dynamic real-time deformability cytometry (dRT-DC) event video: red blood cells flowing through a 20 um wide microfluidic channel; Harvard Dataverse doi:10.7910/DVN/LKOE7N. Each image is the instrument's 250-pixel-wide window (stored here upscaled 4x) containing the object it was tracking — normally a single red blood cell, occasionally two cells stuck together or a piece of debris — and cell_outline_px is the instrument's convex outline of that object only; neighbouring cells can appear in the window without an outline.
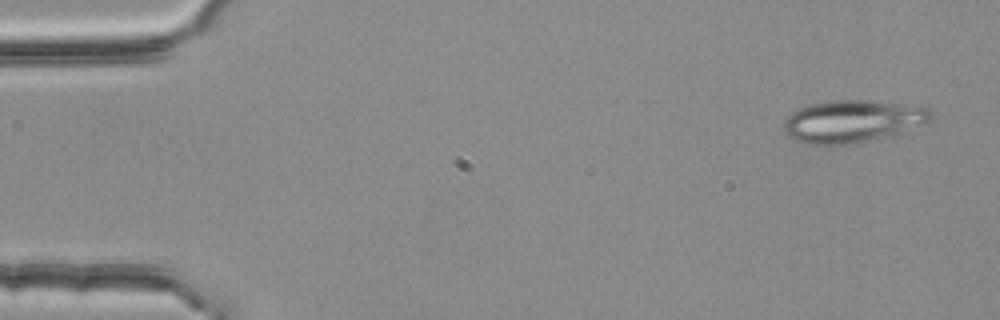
{"species": "common noctule bat (a hibernating species)", "species_latin": "Nyctalus noctula", "temperature_condition": "room temperature", "stored_images_in_passage": 4, "camera_frame_rate_fps": 3000, "um_per_image_px": 0.085, "animal": {"sex": "female", "body_mass_g": 25.1}, "frame": {"image": 1, "passage_image": 1, "time_ms": 0.0, "image_size_px": [1000, 320], "cell_outline_px": [[932, 116], [928, 124], [900, 132], [864, 140], [844, 144], [808, 144], [796, 140], [788, 136], [784, 128], [784, 120], [792, 112], [800, 108], [812, 104], [836, 100], [860, 100], [928, 108], [932, 112]], "centroid_in_image_um": [72.44, 10.3], "position_along_channel_um": 12.6, "area_um2": 35.26}}